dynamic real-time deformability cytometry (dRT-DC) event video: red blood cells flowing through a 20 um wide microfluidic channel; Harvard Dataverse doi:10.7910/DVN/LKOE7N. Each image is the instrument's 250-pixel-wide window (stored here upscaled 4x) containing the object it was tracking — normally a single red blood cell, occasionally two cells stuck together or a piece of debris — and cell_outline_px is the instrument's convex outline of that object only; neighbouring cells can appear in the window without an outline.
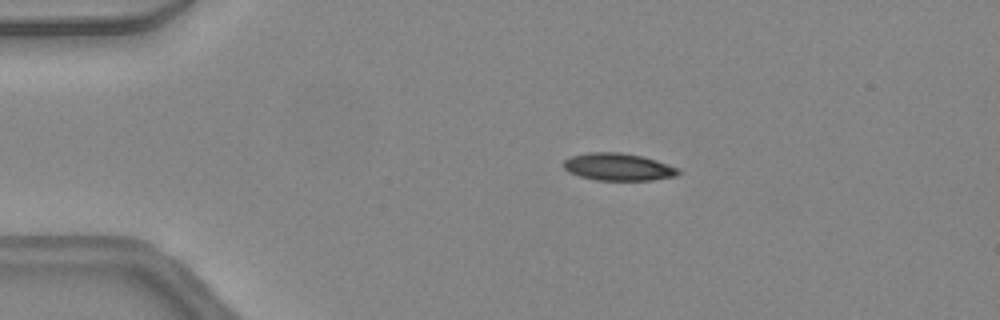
{"species": "common noctule bat (a hibernating species)", "species_latin": "Nyctalus noctula", "temperature_condition": "warm", "stored_images_in_passage": 40, "camera_frame_rate_fps": 3000, "um_per_image_px": 0.085, "animal": {"sex": "female", "body_mass_g": 24.6, "forearm_length_mm": 56.2}, "frame": {"image": 1, "passage_image": 3, "time_ms": 0.667, "image_size_px": [1000, 320], "cell_outline_px": [[680, 172], [676, 176], [652, 180], [596, 180], [580, 176], [568, 172], [564, 168], [564, 160], [572, 156], [588, 152], [620, 152], [640, 156], [656, 160], [680, 168]], "centroid_in_image_um": [52.56, 14.19], "position_along_channel_um": 32.4, "area_um2": 18.26}}
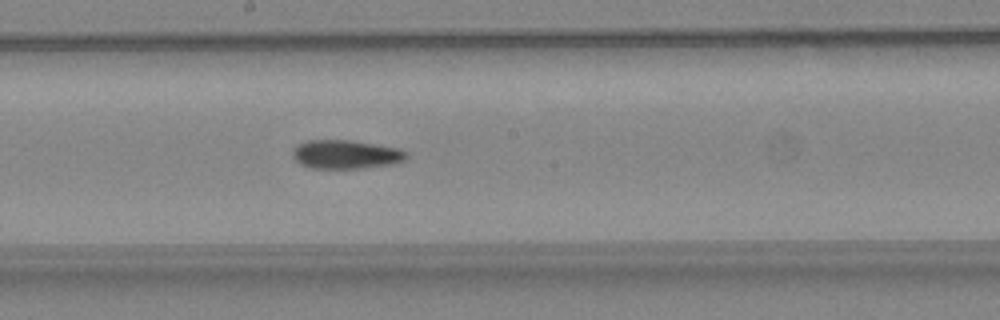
{"frame": {"image": 2, "passage_image": 19, "time_ms": 6.0, "image_size_px": [1000, 320], "cell_outline_px": [[408, 156], [404, 160], [396, 164], [360, 168], [312, 168], [300, 164], [292, 156], [292, 148], [296, 144], [308, 140], [348, 140], [400, 148], [408, 152]], "centroid_in_image_um": [29.4, 13.12], "position_along_channel_um": 218.8, "area_um2": 19.25}}
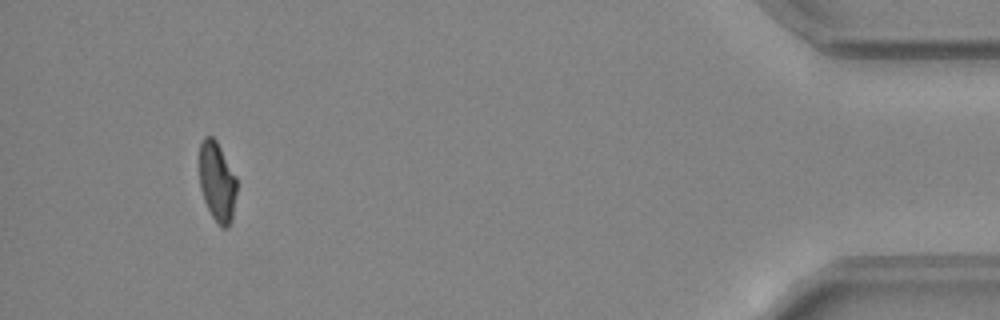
{"frame": {"image": 3, "passage_image": 37, "time_ms": 12.0, "image_size_px": [1000, 320], "cell_outline_px": [[236, 192], [232, 220], [228, 228], [220, 228], [212, 216], [204, 200], [200, 188], [200, 144], [204, 136], [212, 136], [216, 140], [236, 176]], "centroid_in_image_um": [18.46, 15.47], "position_along_channel_um": 416.7, "area_um2": 17.34}, "authors_computed_cell_mechanics": {"area_um2": 18.9295, "velocity_mm_per_s": 4.4792, "shape_relaxation_time_tau1_ms": 10.4485, "shape_relaxation_time_tau2_ms": 4.4058, "deformation_change_tau1": 0.2463, "deformation_change_tau2": 0.1249}}